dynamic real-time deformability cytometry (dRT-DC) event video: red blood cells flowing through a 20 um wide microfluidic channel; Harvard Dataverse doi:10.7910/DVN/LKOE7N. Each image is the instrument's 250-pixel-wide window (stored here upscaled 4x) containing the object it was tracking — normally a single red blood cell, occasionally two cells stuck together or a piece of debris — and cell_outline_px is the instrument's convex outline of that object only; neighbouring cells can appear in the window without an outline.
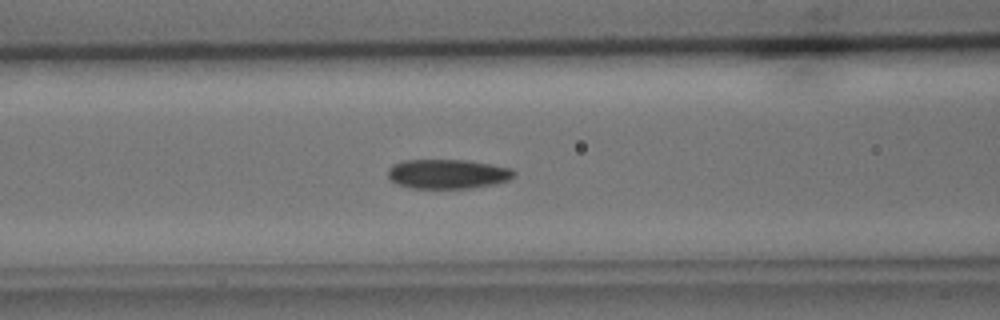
{"species": "common noctule bat (a hibernating species)", "species_latin": "Nyctalus noctula", "temperature_condition": "cold", "stored_images_in_passage": 32, "camera_frame_rate_fps": 3000, "um_per_image_px": 0.085, "animal": {"sex": "male", "body_mass_g": 15.6}, "frame": {"image": 1, "passage_image": 14, "time_ms": 4.333, "image_size_px": [1000, 320], "cell_outline_px": [[516, 172], [508, 180], [496, 184], [468, 188], [408, 188], [396, 184], [388, 176], [388, 168], [392, 164], [404, 160], [468, 160], [512, 168]], "centroid_in_image_um": [38.03, 14.78], "position_along_channel_um": 128.6, "area_um2": 21.73}}